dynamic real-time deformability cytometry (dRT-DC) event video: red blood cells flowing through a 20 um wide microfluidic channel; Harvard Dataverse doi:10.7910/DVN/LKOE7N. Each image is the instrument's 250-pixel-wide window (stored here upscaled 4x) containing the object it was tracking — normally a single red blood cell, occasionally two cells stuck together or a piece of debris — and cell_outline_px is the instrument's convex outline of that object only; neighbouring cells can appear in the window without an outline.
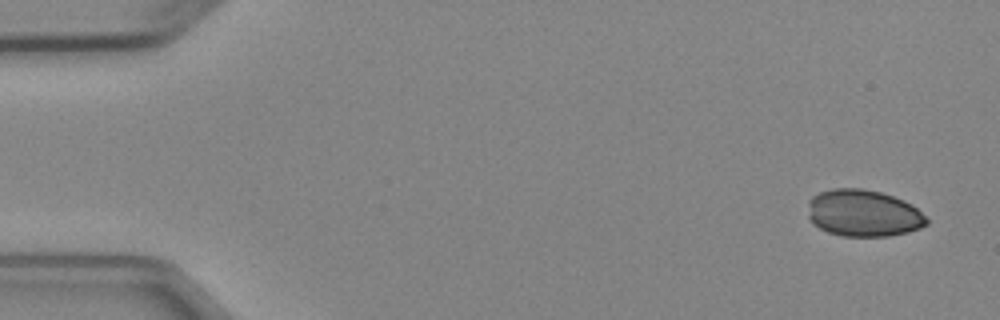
{"species": "Egyptian fruit bat (a non-hibernating species)", "species_latin": "Rousettus aegyptiacus", "temperature_condition": "cold", "stored_images_in_passage": 4, "camera_frame_rate_fps": 3000, "um_per_image_px": 0.085, "animal": {"sex": "female"}, "frame": {"image": 1, "passage_image": 1, "time_ms": 0.0, "image_size_px": [1000, 320], "cell_outline_px": [[928, 224], [920, 228], [908, 232], [888, 236], [844, 236], [828, 232], [812, 224], [808, 216], [808, 200], [812, 196], [820, 192], [832, 188], [860, 188], [880, 192], [904, 200], [912, 204], [928, 220]], "centroid_in_image_um": [73.36, 18.12], "position_along_channel_um": 11.6, "area_um2": 32.54}}
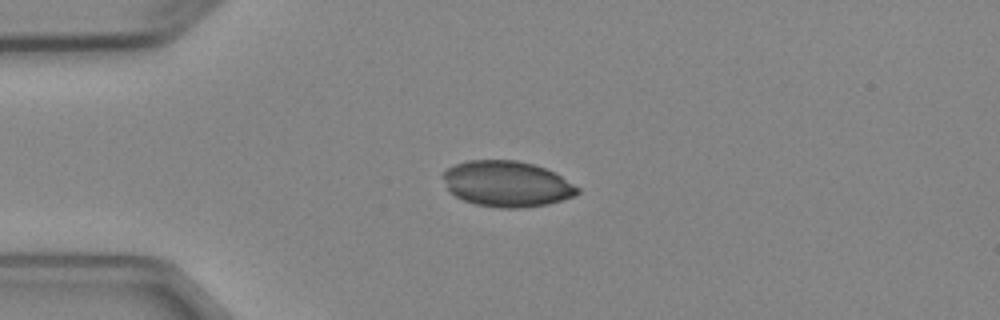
{"frame": {"image": 2, "passage_image": 3, "time_ms": 3.333, "image_size_px": [1000, 320], "cell_outline_px": [[580, 192], [572, 196], [548, 204], [520, 208], [500, 208], [476, 204], [464, 200], [456, 196], [448, 188], [444, 180], [444, 172], [448, 168], [456, 164], [468, 160], [516, 160], [532, 164], [556, 172], [580, 188]], "centroid_in_image_um": [43.12, 15.62], "position_along_channel_um": 41.9, "area_um2": 35.6}}